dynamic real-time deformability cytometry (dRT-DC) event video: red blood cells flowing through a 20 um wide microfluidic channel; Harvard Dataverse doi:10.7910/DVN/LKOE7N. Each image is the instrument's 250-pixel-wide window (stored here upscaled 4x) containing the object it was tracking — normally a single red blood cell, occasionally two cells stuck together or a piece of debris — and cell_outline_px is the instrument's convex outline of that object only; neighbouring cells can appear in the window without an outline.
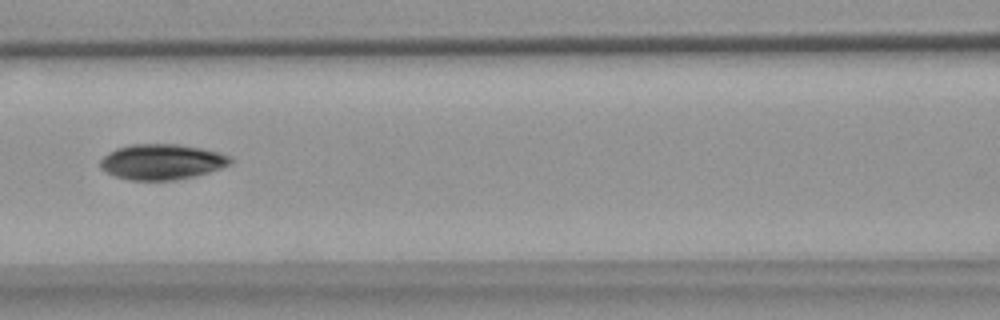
{"species": "common noctule bat (a hibernating species)", "species_latin": "Nyctalus noctula", "temperature_condition": "warm", "stored_images_in_passage": 8, "camera_frame_rate_fps": 3000, "um_per_image_px": 0.085, "animal": {"sex": "female", "body_mass_g": 18.4}, "frame": {"image": 1, "passage_image": 7, "time_ms": 7.333, "image_size_px": [1000, 320], "cell_outline_px": [[232, 164], [208, 172], [176, 180], [128, 180], [116, 176], [100, 168], [100, 160], [108, 152], [116, 148], [132, 144], [176, 144], [200, 148], [216, 152], [228, 156], [232, 160]], "centroid_in_image_um": [13.72, 13.75], "position_along_channel_um": 152.9, "area_um2": 26.65}}
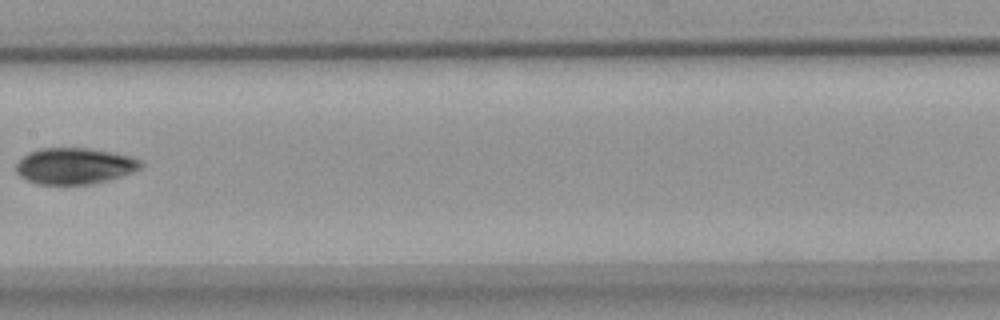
{"frame": {"image": 2, "passage_image": 8, "time_ms": 8.667, "image_size_px": [1000, 320], "cell_outline_px": [[144, 164], [140, 168], [132, 172], [108, 180], [92, 184], [40, 184], [28, 180], [20, 176], [16, 172], [16, 164], [28, 152], [40, 148], [92, 148], [132, 156], [144, 160]], "centroid_in_image_um": [6.38, 14.09], "position_along_channel_um": 201.0, "area_um2": 26.47}}